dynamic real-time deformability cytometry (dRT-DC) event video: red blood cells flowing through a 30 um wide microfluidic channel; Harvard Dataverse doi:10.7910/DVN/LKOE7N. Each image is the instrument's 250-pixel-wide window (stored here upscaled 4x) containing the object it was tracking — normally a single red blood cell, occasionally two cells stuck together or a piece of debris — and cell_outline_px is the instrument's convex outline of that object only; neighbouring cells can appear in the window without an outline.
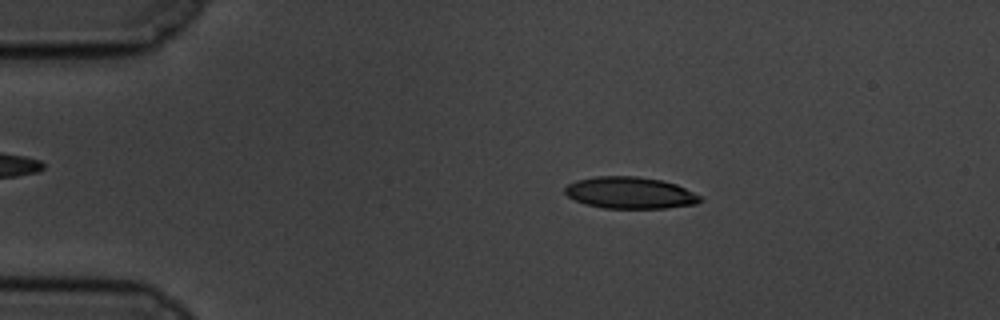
{"species": "common noctule bat (a hibernating species)", "species_latin": "Nyctalus noctula", "temperature_condition": "cold", "stored_images_in_passage": 57, "camera_frame_rate_fps": 3000, "um_per_image_px": 0.085, "animal": {"sex": "male", "body_mass_g": 19.5, "forearm_length_mm": 54.6}, "frame": {"image": 1, "passage_image": 10, "time_ms": 3.0, "image_size_px": [1000, 320], "cell_outline_px": [[704, 200], [696, 204], [664, 208], [604, 208], [584, 204], [568, 196], [564, 192], [564, 188], [568, 184], [576, 180], [596, 176], [636, 176], [660, 180], [676, 184], [704, 196]], "centroid_in_image_um": [53.58, 16.39], "position_along_channel_um": 31.4, "area_um2": 25.14}}
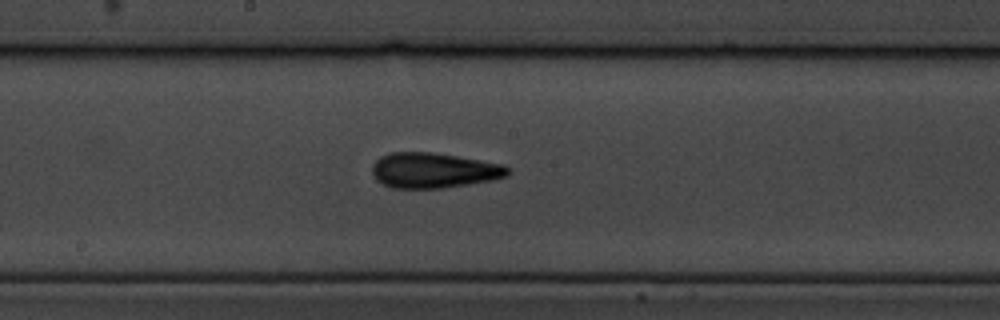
{"frame": {"image": 2, "passage_image": 30, "time_ms": 9.667, "image_size_px": [1000, 320], "cell_outline_px": [[508, 176], [492, 180], [468, 184], [440, 188], [392, 188], [376, 180], [372, 172], [372, 164], [380, 156], [388, 152], [432, 152], [504, 164], [508, 168]], "centroid_in_image_um": [36.83, 14.47], "position_along_channel_um": 211.4, "area_um2": 27.86}}
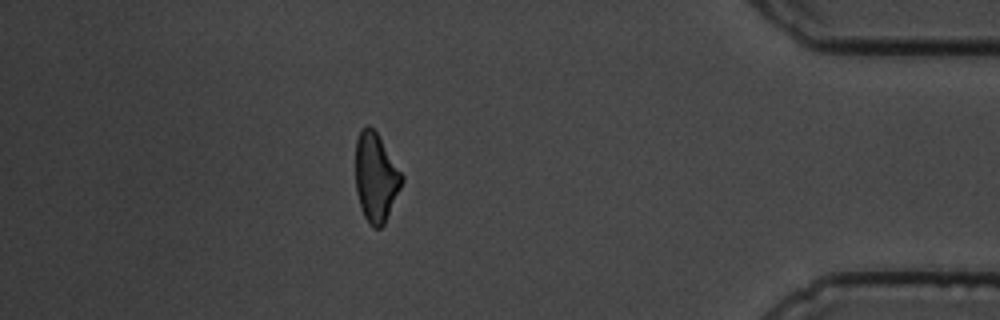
{"frame": {"image": 3, "passage_image": 50, "time_ms": 16.333, "image_size_px": [1000, 320], "cell_outline_px": [[404, 180], [384, 224], [380, 228], [372, 228], [368, 224], [360, 208], [356, 192], [356, 140], [360, 128], [368, 124], [376, 132], [404, 176]], "centroid_in_image_um": [31.93, 15.09], "position_along_channel_um": 403.3, "area_um2": 23.99}, "authors_computed_cell_mechanics": {"area_um2": 26.0678, "velocity_mm_per_s": 3.4768, "shape_relaxation_time_tau1_ms": 4.5407, "shape_relaxation_time_tau2_ms": 2.2586, "deformation_change_tau1": 0.1451, "deformation_change_tau2": 0.1018}}